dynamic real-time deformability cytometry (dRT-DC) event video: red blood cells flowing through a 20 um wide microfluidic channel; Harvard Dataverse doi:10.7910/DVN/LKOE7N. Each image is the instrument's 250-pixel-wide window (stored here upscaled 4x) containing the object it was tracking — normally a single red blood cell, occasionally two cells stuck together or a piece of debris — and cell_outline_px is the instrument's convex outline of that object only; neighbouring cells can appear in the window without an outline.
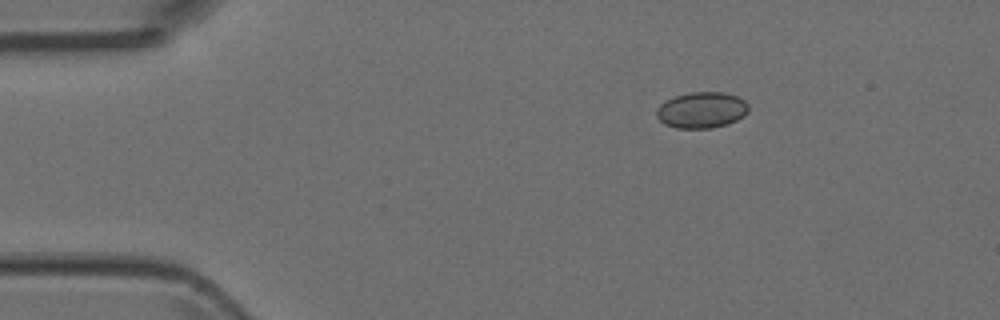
{"species": "Egyptian fruit bat (a non-hibernating species)", "species_latin": "Rousettus aegyptiacus", "temperature_condition": "room temperature", "stored_images_in_passage": 3, "camera_frame_rate_fps": 3000, "um_per_image_px": 0.085, "animal": {"sex": "female"}, "frame": {"image": 1, "passage_image": 1, "time_ms": 0.0, "image_size_px": [1000, 320], "cell_outline_px": [[748, 112], [744, 116], [728, 124], [712, 128], [676, 128], [664, 124], [656, 116], [656, 108], [664, 100], [688, 92], [724, 92], [736, 96], [744, 100], [748, 104]], "centroid_in_image_um": [59.62, 9.35], "position_along_channel_um": 25.4, "area_um2": 19.54}}
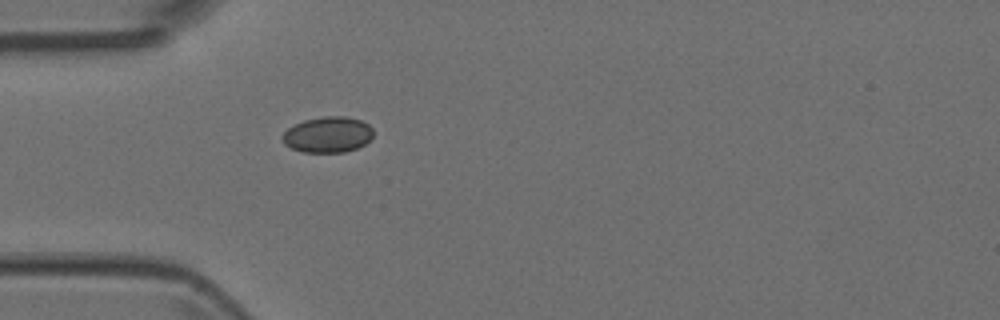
{"frame": {"image": 2, "passage_image": 3, "time_ms": 0.667, "image_size_px": [1000, 320], "cell_outline_px": [[372, 136], [364, 144], [356, 148], [344, 152], [304, 152], [292, 148], [284, 144], [284, 132], [288, 128], [304, 120], [324, 116], [344, 116], [360, 120], [368, 124], [372, 128]], "centroid_in_image_um": [27.87, 11.44], "position_along_channel_um": 57.1, "area_um2": 18.67}}